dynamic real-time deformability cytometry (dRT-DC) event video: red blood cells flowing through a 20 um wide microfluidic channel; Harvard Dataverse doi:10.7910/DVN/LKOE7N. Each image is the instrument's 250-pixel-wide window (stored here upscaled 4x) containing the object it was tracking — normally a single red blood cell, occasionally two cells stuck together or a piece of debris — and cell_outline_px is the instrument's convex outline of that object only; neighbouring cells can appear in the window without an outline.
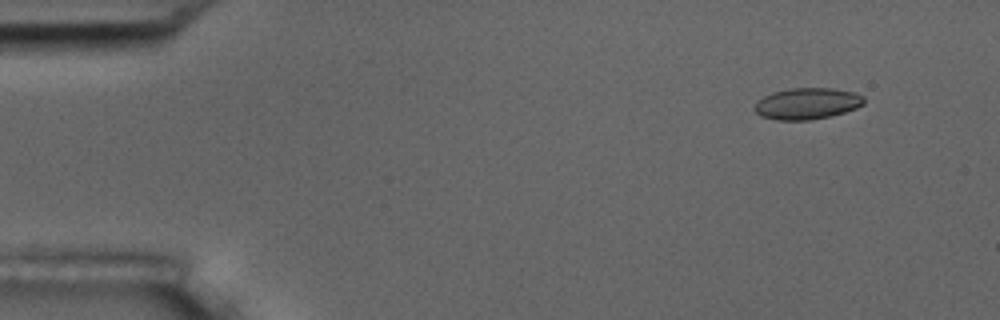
{"species": "common noctule bat (a hibernating species)", "species_latin": "Nyctalus noctula", "temperature_condition": "room temperature", "stored_images_in_passage": 6, "camera_frame_rate_fps": 3000, "um_per_image_px": 0.085, "animal": {"sex": "male", "body_mass_g": 17.5, "forearm_length_mm": 52.3}, "frame": {"image": 1, "passage_image": 2, "time_ms": 0.333, "image_size_px": [1000, 320], "cell_outline_px": [[864, 104], [856, 108], [832, 116], [812, 120], [776, 120], [760, 116], [752, 108], [756, 100], [772, 92], [788, 88], [832, 88], [852, 92], [864, 96]], "centroid_in_image_um": [68.56, 8.81], "position_along_channel_um": 16.4, "area_um2": 20.29}}
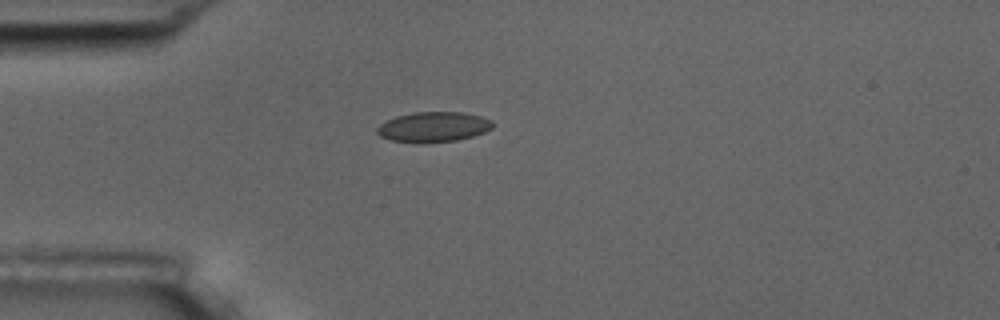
{"frame": {"image": 2, "passage_image": 5, "time_ms": 1.333, "image_size_px": [1000, 320], "cell_outline_px": [[492, 128], [484, 132], [472, 136], [456, 140], [424, 144], [420, 144], [388, 140], [380, 136], [376, 132], [376, 128], [380, 124], [396, 116], [412, 112], [464, 112], [480, 116], [492, 120]], "centroid_in_image_um": [36.8, 10.8], "position_along_channel_um": 48.2, "area_um2": 20.58}}